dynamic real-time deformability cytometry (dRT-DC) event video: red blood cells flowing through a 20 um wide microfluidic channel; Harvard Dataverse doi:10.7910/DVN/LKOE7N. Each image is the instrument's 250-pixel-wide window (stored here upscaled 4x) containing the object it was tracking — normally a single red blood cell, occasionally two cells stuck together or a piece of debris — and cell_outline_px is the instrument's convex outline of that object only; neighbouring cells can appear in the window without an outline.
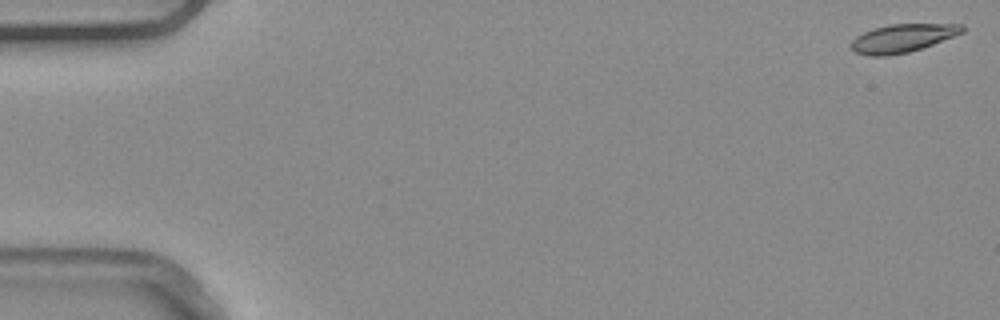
{"species": "common noctule bat (a hibernating species)", "species_latin": "Nyctalus noctula", "temperature_condition": "warm", "stored_images_in_passage": 52, "camera_frame_rate_fps": 3000, "um_per_image_px": 0.085, "animal": {"sex": "male", "body_mass_g": 20.4}, "frame": {"image": 1, "passage_image": 1, "time_ms": 0.0, "image_size_px": [1000, 320], "cell_outline_px": [[964, 32], [932, 44], [908, 52], [888, 56], [868, 56], [856, 52], [852, 48], [852, 40], [856, 36], [872, 28], [892, 24], [964, 24]], "centroid_in_image_um": [76.7, 3.24], "position_along_channel_um": 8.3, "area_um2": 18.09}}
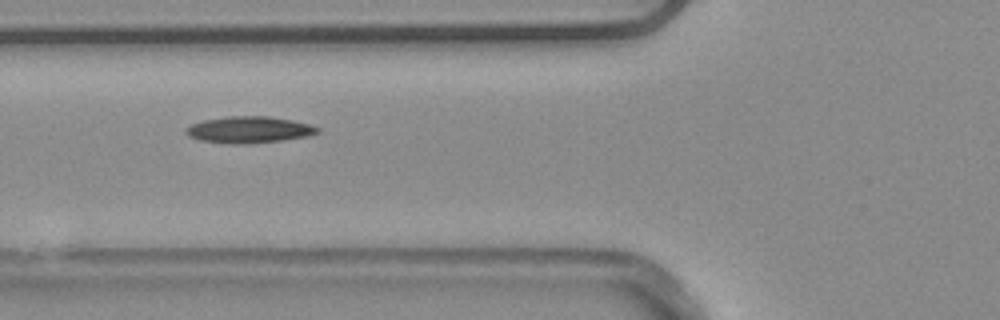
{"frame": {"image": 2, "passage_image": 20, "time_ms": 6.333, "image_size_px": [1000, 320], "cell_outline_px": [[320, 132], [308, 136], [284, 140], [244, 144], [228, 144], [200, 140], [188, 136], [184, 132], [184, 128], [192, 124], [204, 120], [228, 116], [268, 116], [292, 120], [308, 124], [320, 128]], "centroid_in_image_um": [21.15, 11.03], "position_along_channel_um": 104.6, "area_um2": 20.46}}
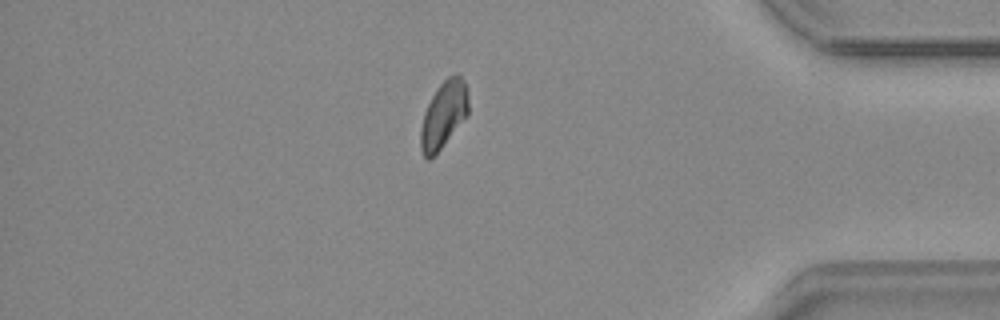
{"frame": {"image": 3, "passage_image": 45, "time_ms": 14.667, "image_size_px": [1000, 320], "cell_outline_px": [[468, 112], [440, 148], [428, 160], [424, 156], [420, 148], [420, 128], [424, 112], [436, 88], [448, 76], [456, 72], [464, 80], [468, 92]], "centroid_in_image_um": [37.69, 9.69], "position_along_channel_um": 397.5, "area_um2": 18.21}, "authors_computed_cell_mechanics": {"area_um2": 18.9295, "velocity_mm_per_s": 3.8886, "shape_relaxation_time_tau1_ms": 7.8176, "shape_relaxation_time_tau2_ms": null, "deformation_change_tau1": 0.1648, "deformation_change_tau2": null}}